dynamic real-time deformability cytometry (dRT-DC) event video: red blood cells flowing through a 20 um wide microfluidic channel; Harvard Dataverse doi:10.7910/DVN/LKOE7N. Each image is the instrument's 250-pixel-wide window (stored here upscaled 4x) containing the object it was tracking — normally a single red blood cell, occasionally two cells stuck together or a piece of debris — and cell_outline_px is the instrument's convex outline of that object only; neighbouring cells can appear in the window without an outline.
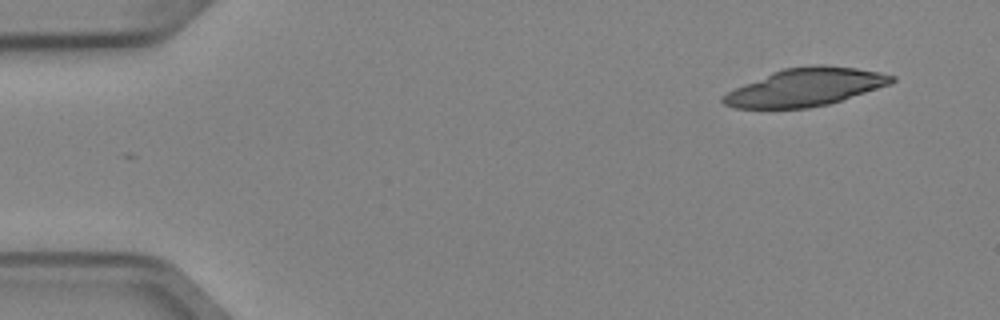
{"species": "Egyptian fruit bat (a non-hibernating species)", "species_latin": "Rousettus aegyptiacus", "temperature_condition": "cold", "stored_images_in_passage": 5, "camera_frame_rate_fps": 3000, "um_per_image_px": 0.085, "animal": {"sex": "female"}, "frame": {"image": 1, "passage_image": 1, "time_ms": 0.0, "image_size_px": [1000, 320], "cell_outline_px": [[896, 80], [892, 84], [828, 104], [808, 108], [736, 108], [724, 104], [720, 100], [720, 96], [744, 84], [772, 72], [784, 68], [812, 64], [824, 64], [856, 68], [880, 72], [896, 76]], "centroid_in_image_um": [68.49, 7.4], "position_along_channel_um": 16.5, "area_um2": 37.17}}